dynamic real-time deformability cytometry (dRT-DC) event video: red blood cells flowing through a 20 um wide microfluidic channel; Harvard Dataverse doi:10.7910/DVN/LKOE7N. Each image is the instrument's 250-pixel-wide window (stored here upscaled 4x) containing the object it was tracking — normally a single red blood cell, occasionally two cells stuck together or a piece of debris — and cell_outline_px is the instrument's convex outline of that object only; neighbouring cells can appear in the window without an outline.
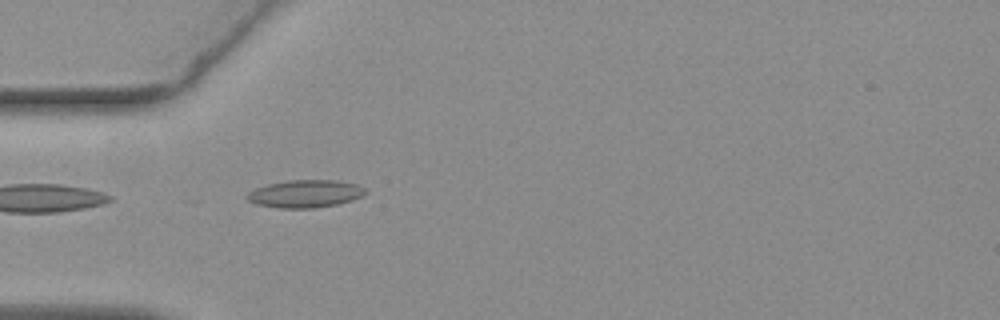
{"species": "common noctule bat (a hibernating species)", "species_latin": "Nyctalus noctula", "temperature_condition": "warm", "stored_images_in_passage": 39, "camera_frame_rate_fps": 3000, "um_per_image_px": 0.085, "animal": {"sex": "female", "body_mass_g": 19.3, "forearm_length_mm": 54.1}, "frame": {"image": 1, "passage_image": 1, "time_ms": 0.0, "image_size_px": [1000, 320], "cell_outline_px": [[364, 192], [360, 196], [352, 200], [336, 204], [312, 208], [280, 208], [256, 204], [248, 200], [244, 196], [248, 192], [256, 188], [268, 184], [288, 180], [336, 180], [356, 184], [364, 188]], "centroid_in_image_um": [25.89, 16.46], "position_along_channel_um": 59.1, "area_um2": 18.84}}
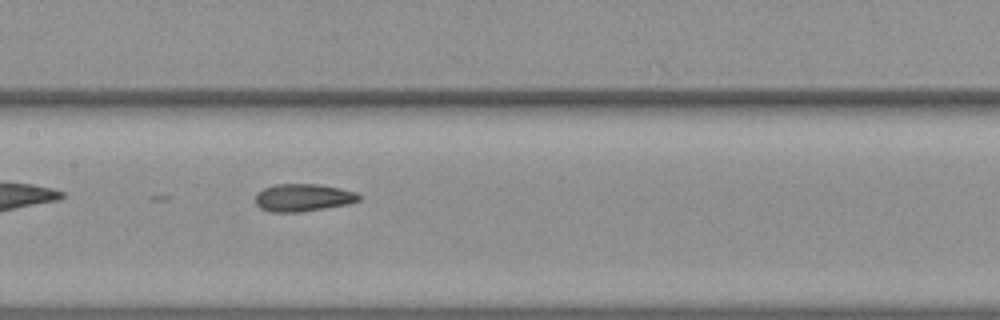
{"frame": {"image": 2, "passage_image": 11, "time_ms": 3.333, "image_size_px": [1000, 320], "cell_outline_px": [[360, 200], [348, 204], [300, 212], [272, 212], [260, 208], [256, 204], [256, 192], [264, 188], [276, 184], [316, 184], [340, 188], [356, 192], [360, 196]], "centroid_in_image_um": [25.75, 16.79], "position_along_channel_um": 181.7, "area_um2": 16.59}}
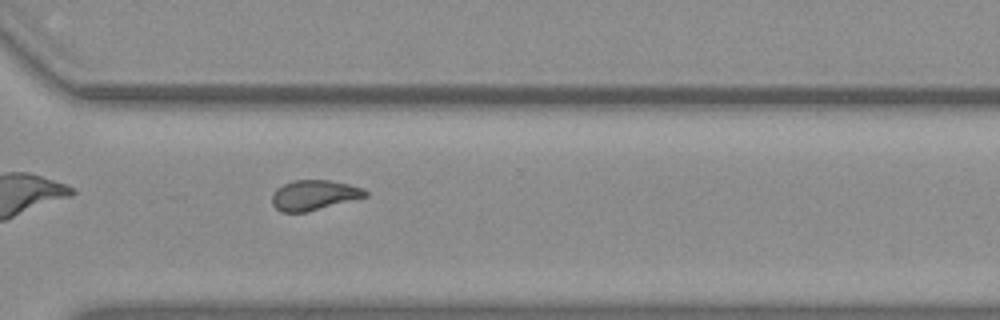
{"frame": {"image": 3, "passage_image": 24, "time_ms": 7.667, "image_size_px": [1000, 320], "cell_outline_px": [[368, 196], [308, 212], [280, 212], [272, 204], [272, 192], [276, 188], [292, 180], [328, 180], [348, 184], [364, 188], [368, 192]], "centroid_in_image_um": [26.68, 16.59], "position_along_channel_um": 343.9, "area_um2": 16.47}, "authors_computed_cell_mechanics": {"area_um2": 16.8198, "velocity_mm_per_s": 3.7586, "shape_relaxation_time_tau1_ms": null, "shape_relaxation_time_tau2_ms": 1.6652, "deformation_change_tau1": null, "deformation_change_tau2": 0.0756}}